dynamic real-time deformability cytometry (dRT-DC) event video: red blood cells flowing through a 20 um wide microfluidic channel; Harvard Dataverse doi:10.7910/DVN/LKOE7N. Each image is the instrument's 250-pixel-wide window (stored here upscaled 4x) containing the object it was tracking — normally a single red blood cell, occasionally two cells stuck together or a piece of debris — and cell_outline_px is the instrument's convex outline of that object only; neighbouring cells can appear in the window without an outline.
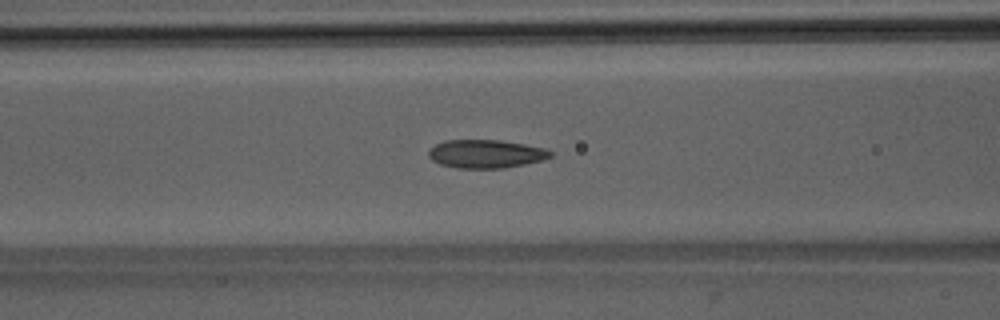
{"species": "Egyptian fruit bat (a non-hibernating species)", "species_latin": "Rousettus aegyptiacus", "temperature_condition": "room temperature", "stored_images_in_passage": 52, "camera_frame_rate_fps": 3000, "um_per_image_px": 0.085, "animal": {"sex": "male"}, "frame": {"image": 1, "passage_image": 22, "time_ms": 7.0, "image_size_px": [1000, 320], "cell_outline_px": [[552, 156], [544, 160], [504, 168], [456, 168], [440, 164], [432, 160], [428, 156], [428, 152], [436, 144], [444, 140], [500, 140], [524, 144], [544, 148], [552, 152]], "centroid_in_image_um": [41.3, 13.08], "position_along_channel_um": 125.3, "area_um2": 20.11}}
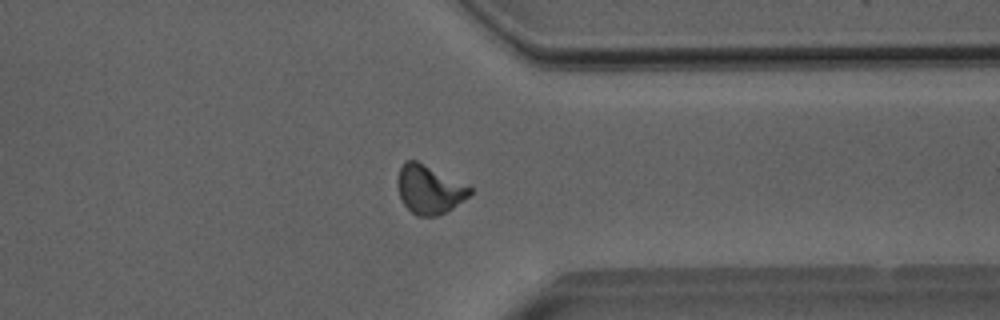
{"frame": {"image": 2, "passage_image": 41, "time_ms": 13.333, "image_size_px": [1000, 320], "cell_outline_px": [[472, 192], [464, 200], [452, 208], [436, 216], [416, 216], [404, 204], [400, 196], [400, 168], [404, 160], [416, 160], [472, 188]], "centroid_in_image_um": [36.5, 16.12], "position_along_channel_um": 374.9, "area_um2": 19.71}}
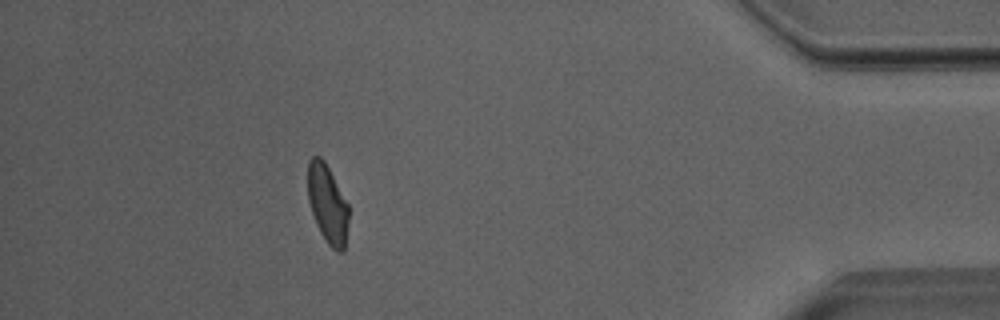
{"frame": {"image": 3, "passage_image": 47, "time_ms": 15.333, "image_size_px": [1000, 320], "cell_outline_px": [[348, 224], [344, 252], [336, 252], [328, 244], [320, 232], [316, 224], [308, 200], [308, 160], [312, 156], [320, 156], [324, 160], [348, 204]], "centroid_in_image_um": [27.84, 17.35], "position_along_channel_um": 407.4, "area_um2": 18.67}, "authors_computed_cell_mechanics": {"area_um2": 20.0566, "velocity_mm_per_s": 3.9876, "shape_relaxation_time_tau1_ms": 8.2291, "shape_relaxation_time_tau2_ms": 1.136, "deformation_change_tau1": 0.1987, "deformation_change_tau2": 0.0627}}